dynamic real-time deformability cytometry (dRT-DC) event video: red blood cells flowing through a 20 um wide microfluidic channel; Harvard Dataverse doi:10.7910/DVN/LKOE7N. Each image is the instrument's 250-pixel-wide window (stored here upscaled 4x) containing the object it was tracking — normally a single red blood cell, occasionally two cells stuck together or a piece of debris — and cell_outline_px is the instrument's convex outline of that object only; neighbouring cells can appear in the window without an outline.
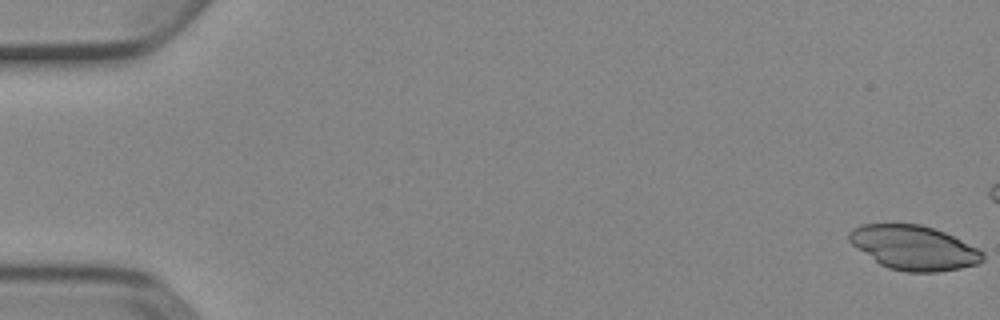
{"species": "Egyptian fruit bat (a non-hibernating species)", "species_latin": "Rousettus aegyptiacus", "temperature_condition": "cold", "stored_images_in_passage": 6, "camera_frame_rate_fps": 3000, "um_per_image_px": 0.085, "animal": {"sex": "female"}, "frame": {"image": 1, "passage_image": 1, "time_ms": 0.0, "image_size_px": [1000, 320], "cell_outline_px": [[984, 260], [976, 264], [960, 268], [936, 272], [908, 272], [888, 268], [880, 264], [852, 244], [848, 240], [848, 232], [852, 228], [860, 224], [920, 224], [944, 232], [984, 252]], "centroid_in_image_um": [77.65, 21.05], "position_along_channel_um": 7.3, "area_um2": 34.22}}